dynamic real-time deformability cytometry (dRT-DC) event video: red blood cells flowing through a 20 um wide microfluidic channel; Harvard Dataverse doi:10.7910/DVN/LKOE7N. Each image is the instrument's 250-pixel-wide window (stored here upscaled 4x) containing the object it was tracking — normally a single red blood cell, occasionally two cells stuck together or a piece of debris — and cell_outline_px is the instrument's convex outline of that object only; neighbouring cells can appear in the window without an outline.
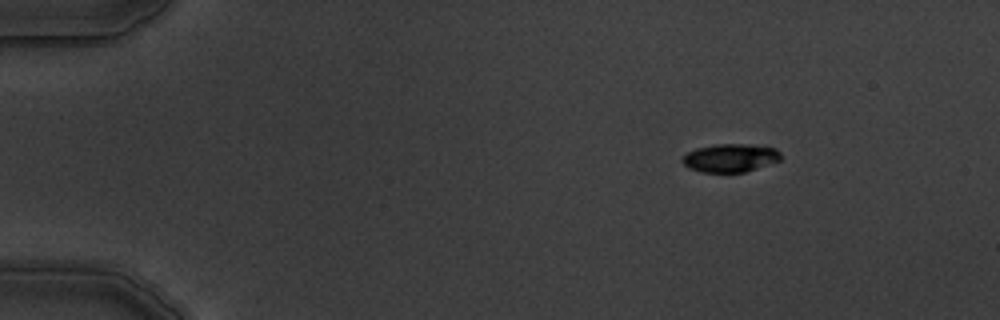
{"species": "common noctule bat (a hibernating species)", "species_latin": "Nyctalus noctula", "temperature_condition": "warm", "stored_images_in_passage": 5, "camera_frame_rate_fps": 3000, "um_per_image_px": 0.085, "animal": {"sex": "male", "body_mass_g": 19.5, "forearm_length_mm": 54.6}, "frame": {"image": 1, "passage_image": 1, "time_ms": 0.0, "image_size_px": [1000, 320], "cell_outline_px": [[780, 160], [744, 172], [700, 172], [688, 168], [680, 160], [688, 152], [696, 148], [716, 144], [744, 144], [776, 148], [780, 152]], "centroid_in_image_um": [62.04, 13.42], "position_along_channel_um": 23.0, "area_um2": 16.07}}
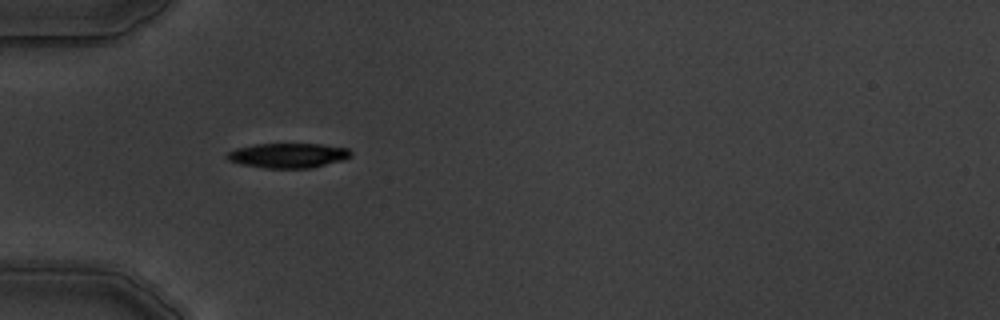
{"frame": {"image": 2, "passage_image": 4, "time_ms": 3.333, "image_size_px": [1000, 320], "cell_outline_px": [[352, 156], [344, 160], [308, 168], [264, 168], [240, 164], [228, 160], [224, 156], [228, 152], [236, 148], [256, 144], [320, 144], [348, 148], [352, 152]], "centroid_in_image_um": [24.48, 13.21], "position_along_channel_um": 60.5, "area_um2": 17.92}}